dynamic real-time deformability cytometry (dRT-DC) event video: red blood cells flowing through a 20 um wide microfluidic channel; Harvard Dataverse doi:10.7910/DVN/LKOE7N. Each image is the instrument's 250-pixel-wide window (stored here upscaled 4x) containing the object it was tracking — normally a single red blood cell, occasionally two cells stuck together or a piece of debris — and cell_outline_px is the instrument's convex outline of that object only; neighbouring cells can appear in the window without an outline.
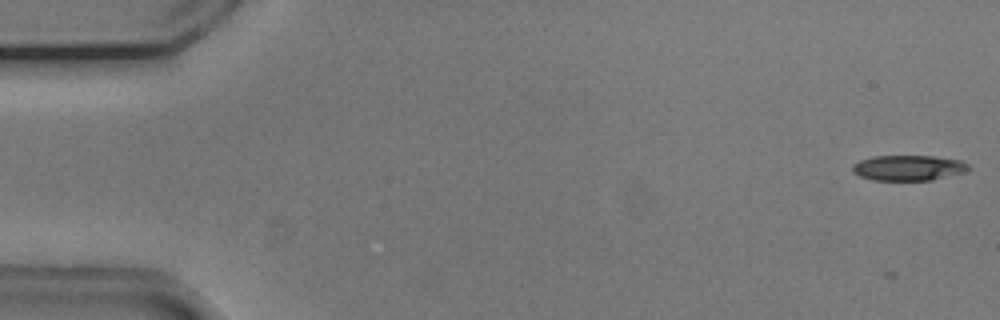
{"species": "common noctule bat (a hibernating species)", "species_latin": "Nyctalus noctula", "temperature_condition": "cold", "stored_images_in_passage": 50, "camera_frame_rate_fps": 3000, "um_per_image_px": 0.085, "animal": {"sex": "male", "body_mass_g": 20.5, "forearm_length_mm": 52.5}, "frame": {"image": 1, "passage_image": 1, "time_ms": 0.0, "image_size_px": [1000, 320], "cell_outline_px": [[972, 168], [964, 172], [932, 180], [872, 180], [860, 176], [852, 172], [852, 164], [860, 160], [872, 156], [932, 156], [960, 160], [968, 164]], "centroid_in_image_um": [77.2, 14.26], "position_along_channel_um": 7.8, "area_um2": 17.22}}
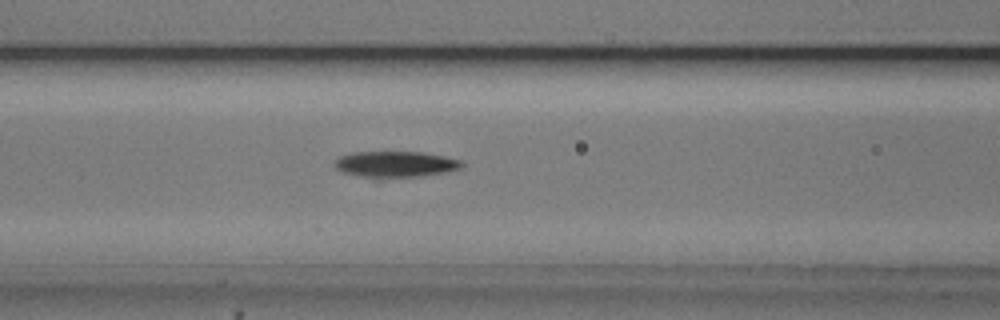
{"frame": {"image": 2, "passage_image": 22, "time_ms": 7.0, "image_size_px": [1000, 320], "cell_outline_px": [[464, 164], [460, 168], [448, 172], [424, 176], [380, 180], [376, 180], [344, 172], [336, 168], [332, 164], [340, 156], [352, 152], [424, 152], [444, 156], [460, 160]], "centroid_in_image_um": [33.6, 13.99], "position_along_channel_um": 133.0, "area_um2": 19.94}}
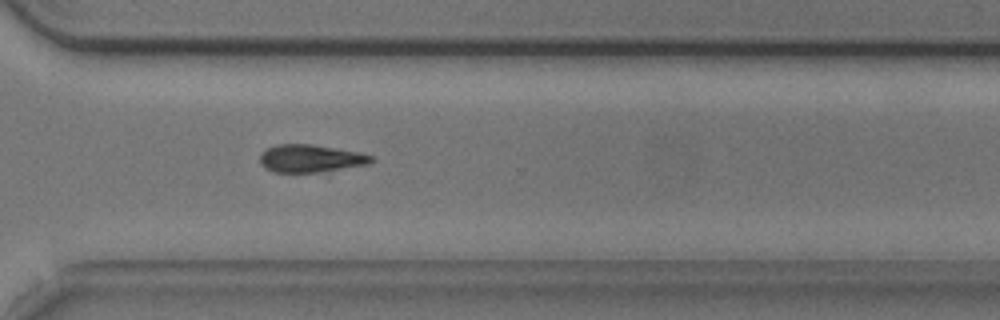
{"frame": {"image": 3, "passage_image": 39, "time_ms": 12.667, "image_size_px": [1000, 320], "cell_outline_px": [[372, 160], [368, 164], [316, 172], [272, 172], [264, 168], [260, 164], [260, 156], [264, 148], [276, 144], [312, 144], [356, 152], [372, 156]], "centroid_in_image_um": [26.28, 13.46], "position_along_channel_um": 344.3, "area_um2": 17.74}, "authors_computed_cell_mechanics": {"area_um2": 18.2648, "velocity_mm_per_s": 3.7332, "shape_relaxation_time_tau1_ms": 2.3625, "shape_relaxation_time_tau2_ms": null, "deformation_change_tau1": 0.1226, "deformation_change_tau2": null}}